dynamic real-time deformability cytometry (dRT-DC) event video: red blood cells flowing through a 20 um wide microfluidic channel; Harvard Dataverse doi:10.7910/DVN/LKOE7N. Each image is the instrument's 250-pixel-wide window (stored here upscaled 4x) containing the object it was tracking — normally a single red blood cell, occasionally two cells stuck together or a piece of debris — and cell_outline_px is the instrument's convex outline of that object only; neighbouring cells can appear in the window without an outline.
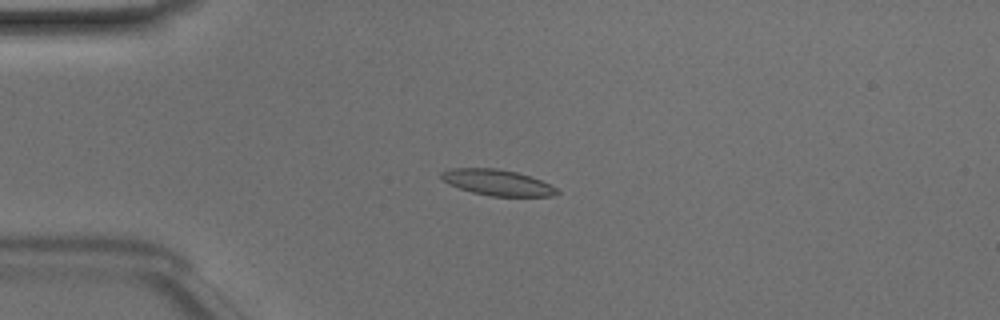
{"species": "Egyptian fruit bat (a non-hibernating species)", "species_latin": "Rousettus aegyptiacus", "temperature_condition": "room temperature", "stored_images_in_passage": 49, "camera_frame_rate_fps": 3000, "um_per_image_px": 0.085, "animal": {"sex": "male"}, "frame": {"image": 1, "passage_image": 12, "time_ms": 3.667, "image_size_px": [1000, 320], "cell_outline_px": [[560, 192], [552, 196], [488, 196], [472, 192], [448, 184], [440, 180], [440, 172], [452, 168], [496, 168], [516, 172], [540, 180], [556, 188]], "centroid_in_image_um": [42.21, 15.51], "position_along_channel_um": 42.8, "area_um2": 17.4}}
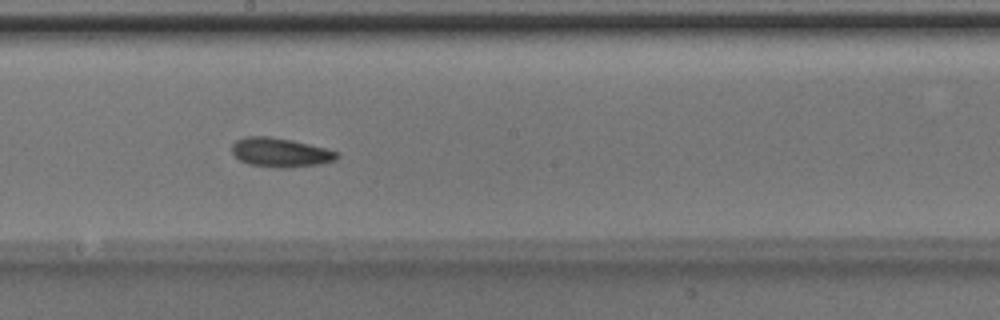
{"frame": {"image": 2, "passage_image": 27, "time_ms": 8.667, "image_size_px": [1000, 320], "cell_outline_px": [[340, 156], [336, 160], [320, 164], [284, 168], [280, 168], [248, 164], [240, 160], [232, 152], [232, 144], [236, 140], [244, 136], [268, 136], [292, 140], [340, 152]], "centroid_in_image_um": [23.84, 12.95], "position_along_channel_um": 224.4, "area_um2": 17.86}}
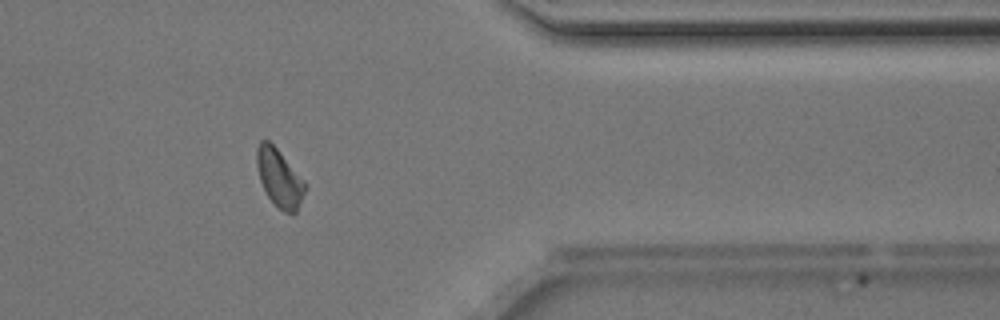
{"frame": {"image": 3, "passage_image": 40, "time_ms": 13.0, "image_size_px": [1000, 320], "cell_outline_px": [[308, 184], [296, 212], [284, 212], [268, 196], [260, 180], [256, 164], [256, 148], [260, 140], [268, 140], [276, 148]], "centroid_in_image_um": [23.74, 15.1], "position_along_channel_um": 387.7, "area_um2": 16.01}, "authors_computed_cell_mechanics": {"area_um2": 17.2822, "velocity_mm_per_s": 4.1348, "shape_relaxation_time_tau1_ms": 2.6078, "shape_relaxation_time_tau2_ms": 5.4046, "deformation_change_tau1": 0.0985, "deformation_change_tau2": 0.1348}}